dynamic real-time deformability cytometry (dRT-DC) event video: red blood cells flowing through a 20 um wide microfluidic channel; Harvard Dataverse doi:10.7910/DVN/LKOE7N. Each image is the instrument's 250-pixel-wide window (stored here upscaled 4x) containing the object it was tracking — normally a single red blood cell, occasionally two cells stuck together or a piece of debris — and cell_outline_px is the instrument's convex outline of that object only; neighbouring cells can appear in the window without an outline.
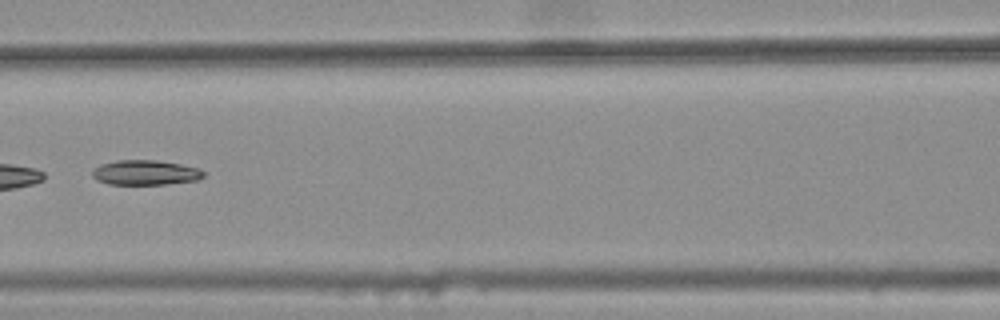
{"species": "common noctule bat (a hibernating species)", "species_latin": "Nyctalus noctula", "temperature_condition": "warm", "stored_images_in_passage": 9, "camera_frame_rate_fps": 3000, "um_per_image_px": 0.085, "animal": {"sex": "female", "body_mass_g": 25.1}, "frame": {"image": 1, "passage_image": 6, "time_ms": 1.667, "image_size_px": [1000, 320], "cell_outline_px": [[204, 176], [196, 180], [168, 184], [108, 184], [96, 180], [92, 176], [92, 172], [100, 164], [116, 160], [156, 160], [180, 164], [196, 168], [204, 172]], "centroid_in_image_um": [12.32, 14.67], "position_along_channel_um": 154.3, "area_um2": 16.01}}
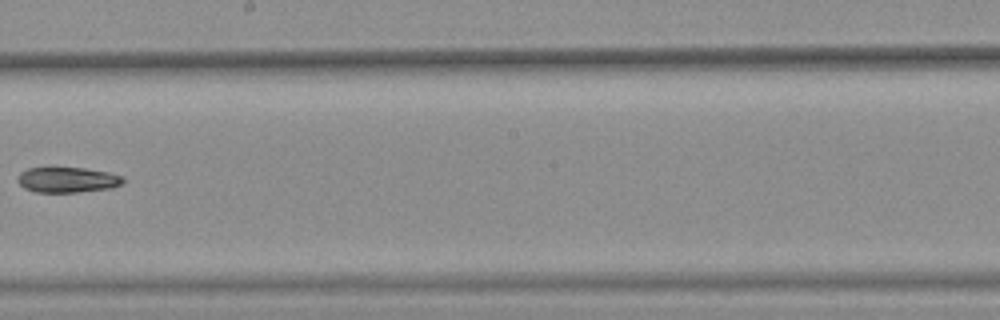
{"frame": {"image": 2, "passage_image": 8, "time_ms": 2.333, "image_size_px": [1000, 320], "cell_outline_px": [[124, 180], [120, 184], [112, 188], [80, 192], [36, 192], [24, 188], [20, 184], [20, 172], [28, 168], [84, 168], [108, 172], [124, 176]], "centroid_in_image_um": [5.78, 15.29], "position_along_channel_um": 242.4, "area_um2": 15.43}}
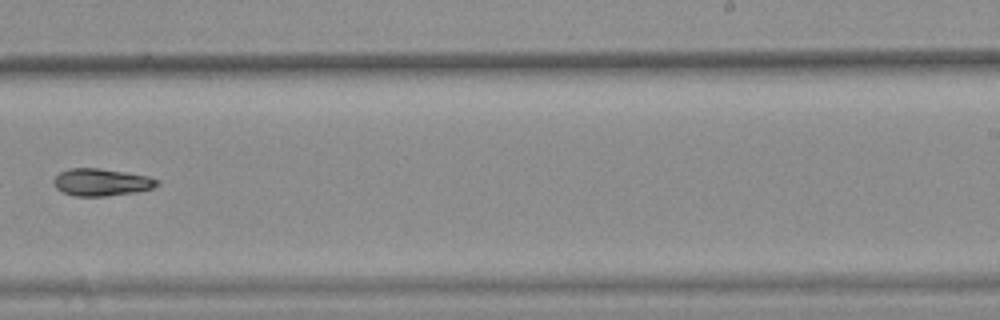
{"frame": {"image": 3, "passage_image": 9, "time_ms": 2.667, "image_size_px": [1000, 320], "cell_outline_px": [[160, 184], [152, 188], [136, 192], [104, 196], [72, 196], [56, 188], [52, 184], [52, 180], [60, 172], [68, 168], [100, 168], [148, 176], [160, 180]], "centroid_in_image_um": [8.6, 15.49], "position_along_channel_um": 280.4, "area_um2": 16.53}}